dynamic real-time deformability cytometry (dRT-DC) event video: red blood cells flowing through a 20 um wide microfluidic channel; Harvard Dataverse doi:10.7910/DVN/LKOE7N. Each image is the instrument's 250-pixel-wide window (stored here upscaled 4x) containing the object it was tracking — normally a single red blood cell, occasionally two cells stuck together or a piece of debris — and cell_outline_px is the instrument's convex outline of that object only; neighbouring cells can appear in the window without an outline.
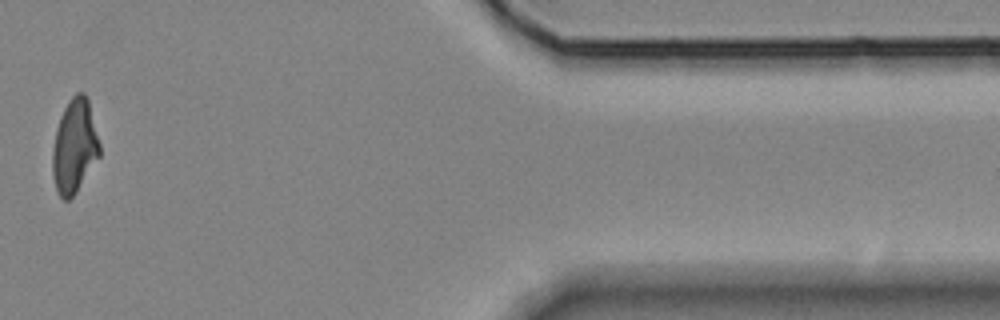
{"species": "Egyptian fruit bat (a non-hibernating species)", "species_latin": "Rousettus aegyptiacus", "temperature_condition": "room temperature", "stored_images_in_passage": 12, "camera_frame_rate_fps": 3000, "um_per_image_px": 0.085, "animal": {"sex": "female"}, "frame": {"image": 1, "passage_image": 10, "time_ms": 12.0, "image_size_px": [1000, 320], "cell_outline_px": [[100, 156], [76, 192], [68, 200], [64, 200], [56, 192], [52, 176], [52, 148], [56, 128], [60, 116], [68, 100], [76, 92], [84, 92], [88, 100], [100, 144]], "centroid_in_image_um": [6.31, 12.44], "position_along_channel_um": 405.1, "area_um2": 25.95}}